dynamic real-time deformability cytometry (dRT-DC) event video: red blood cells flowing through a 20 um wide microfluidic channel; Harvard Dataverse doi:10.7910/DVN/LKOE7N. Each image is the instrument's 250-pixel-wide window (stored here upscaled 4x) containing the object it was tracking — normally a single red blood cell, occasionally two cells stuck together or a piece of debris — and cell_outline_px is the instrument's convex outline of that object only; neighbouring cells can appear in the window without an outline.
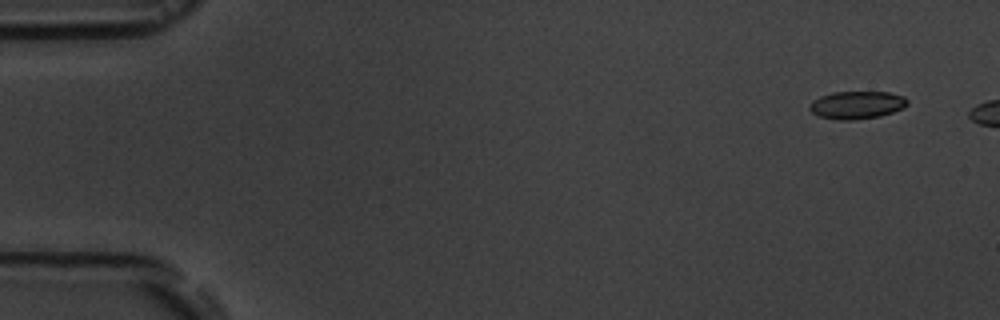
{"species": "common noctule bat (a hibernating species)", "species_latin": "Nyctalus noctula", "temperature_condition": "room temperature", "stored_images_in_passage": 2, "camera_frame_rate_fps": 3000, "um_per_image_px": 0.085, "animal": {"sex": "male", "body_mass_g": 19.5, "forearm_length_mm": 54.6}, "frame": {"image": 1, "passage_image": 1, "time_ms": 0.0, "image_size_px": [1000, 320], "cell_outline_px": [[908, 104], [904, 108], [880, 116], [852, 120], [840, 120], [820, 116], [812, 112], [808, 108], [812, 100], [820, 96], [832, 92], [888, 92], [904, 96], [908, 100]], "centroid_in_image_um": [72.84, 8.91], "position_along_channel_um": 12.2, "area_um2": 15.84}}